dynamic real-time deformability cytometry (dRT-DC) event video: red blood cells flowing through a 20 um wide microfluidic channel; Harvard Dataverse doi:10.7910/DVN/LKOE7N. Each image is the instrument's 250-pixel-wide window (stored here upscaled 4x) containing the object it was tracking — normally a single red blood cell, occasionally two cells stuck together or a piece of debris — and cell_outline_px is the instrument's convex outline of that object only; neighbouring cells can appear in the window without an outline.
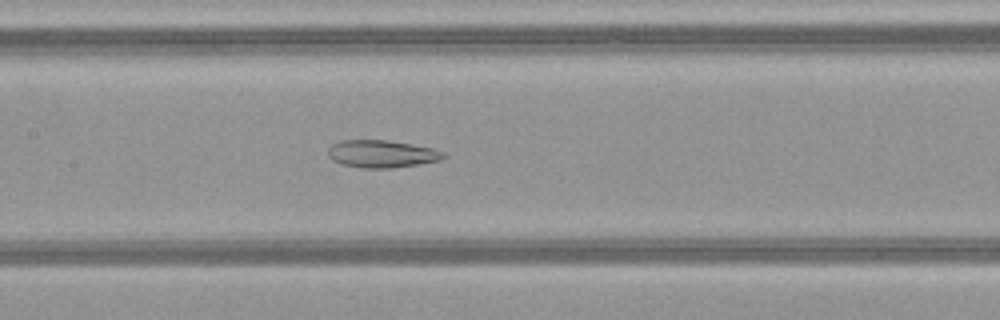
{"species": "common noctule bat (a hibernating species)", "species_latin": "Nyctalus noctula", "temperature_condition": "warm", "stored_images_in_passage": 37, "camera_frame_rate_fps": 3000, "um_per_image_px": 0.085, "animal": {"sex": "female", "body_mass_g": 21.9}, "frame": {"image": 1, "passage_image": 12, "time_ms": 3.667, "image_size_px": [1000, 320], "cell_outline_px": [[448, 156], [440, 160], [392, 168], [364, 168], [340, 164], [332, 160], [328, 156], [328, 148], [332, 144], [340, 140], [388, 140], [412, 144], [432, 148], [444, 152]], "centroid_in_image_um": [32.43, 13.07], "position_along_channel_um": 175.0, "area_um2": 18.55}}
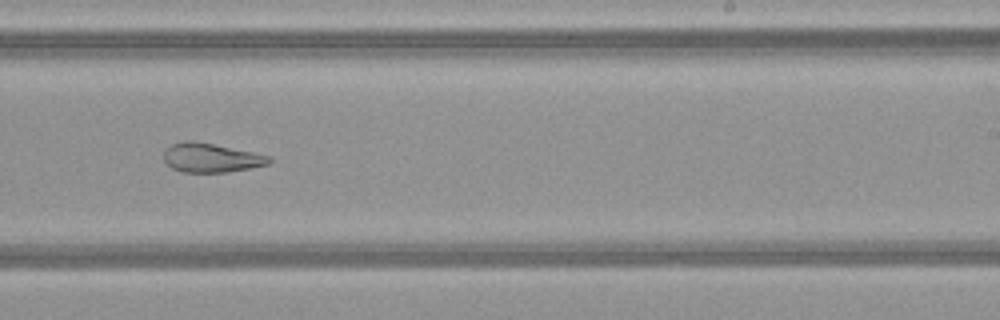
{"frame": {"image": 2, "passage_image": 19, "time_ms": 6.0, "image_size_px": [1000, 320], "cell_outline_px": [[272, 160], [268, 164], [228, 172], [184, 172], [172, 168], [164, 160], [164, 148], [172, 144], [184, 140], [192, 140], [272, 156]], "centroid_in_image_um": [17.92, 13.4], "position_along_channel_um": 271.1, "area_um2": 17.74}}
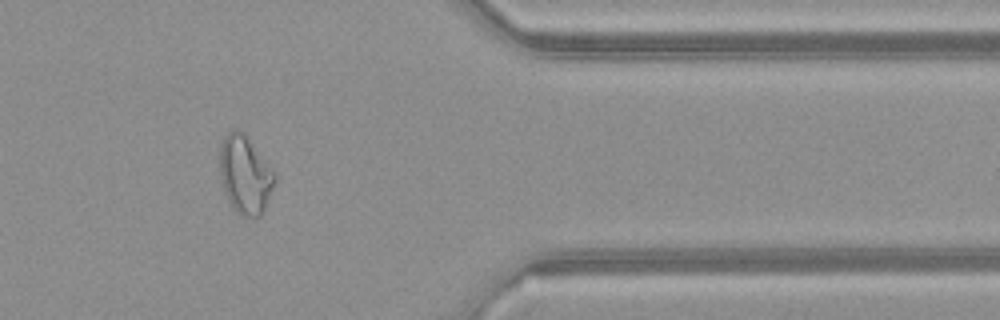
{"frame": {"image": 3, "passage_image": 29, "time_ms": 9.333, "image_size_px": [1000, 320], "cell_outline_px": [[276, 180], [264, 208], [260, 216], [256, 220], [240, 216], [232, 208], [228, 200], [220, 176], [220, 144], [224, 136], [232, 128], [244, 132], [272, 168], [276, 176]], "centroid_in_image_um": [20.83, 14.86], "position_along_channel_um": 390.6, "area_um2": 25.2}, "authors_computed_cell_mechanics": {"area_um2": 20.808, "velocity_mm_per_s": 4.1374, "shape_relaxation_time_tau1_ms": null, "shape_relaxation_time_tau2_ms": 5.1927, "deformation_change_tau1": null, "deformation_change_tau2": 0.1663}}